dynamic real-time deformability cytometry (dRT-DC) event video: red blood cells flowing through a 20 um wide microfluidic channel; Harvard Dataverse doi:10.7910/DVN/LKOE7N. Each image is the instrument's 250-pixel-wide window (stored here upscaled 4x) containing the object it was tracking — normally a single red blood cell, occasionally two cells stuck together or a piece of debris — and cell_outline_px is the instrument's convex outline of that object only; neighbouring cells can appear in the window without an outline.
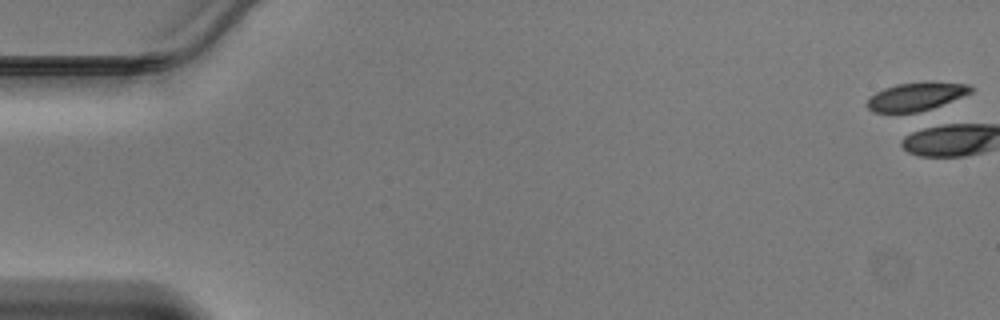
{"species": "Egyptian fruit bat (a non-hibernating species)", "species_latin": "Rousettus aegyptiacus", "temperature_condition": "warm", "stored_images_in_passage": 1, "camera_frame_rate_fps": 3000, "um_per_image_px": 0.085, "animal": {"sex": "male"}, "frame": {"image": 1, "passage_image": 1, "time_ms": 0.0, "image_size_px": [1000, 320], "cell_outline_px": [[976, 88], [972, 92], [924, 112], [872, 112], [868, 108], [868, 100], [876, 92], [884, 88], [896, 84], [928, 80], [932, 80], [968, 84]], "centroid_in_image_um": [77.94, 8.17], "position_along_channel_um": 7.1, "area_um2": 17.46}}